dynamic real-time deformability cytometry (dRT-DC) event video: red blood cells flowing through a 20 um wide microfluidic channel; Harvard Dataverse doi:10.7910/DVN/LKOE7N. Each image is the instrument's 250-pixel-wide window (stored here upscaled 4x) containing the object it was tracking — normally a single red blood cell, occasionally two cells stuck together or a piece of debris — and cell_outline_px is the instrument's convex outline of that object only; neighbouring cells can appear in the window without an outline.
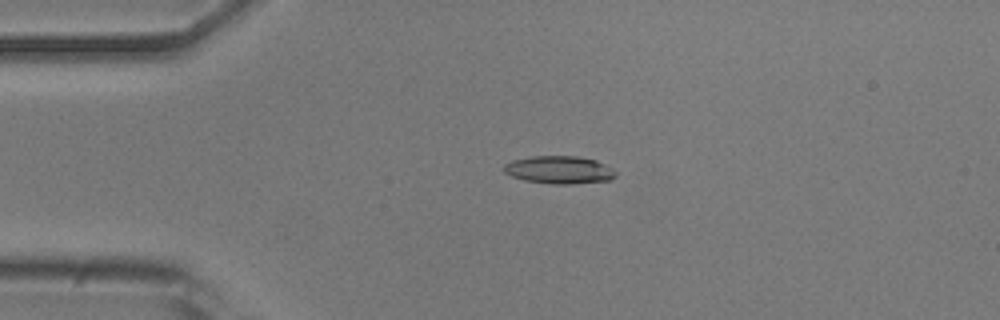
{"species": "common noctule bat (a hibernating species)", "species_latin": "Nyctalus noctula", "temperature_condition": "room temperature", "stored_images_in_passage": 49, "camera_frame_rate_fps": 3000, "um_per_image_px": 0.085, "animal": {"sex": "male", "body_mass_g": 20.5, "forearm_length_mm": 52.5}, "frame": {"image": 1, "passage_image": 9, "time_ms": 2.667, "image_size_px": [1000, 320], "cell_outline_px": [[616, 176], [612, 180], [572, 184], [552, 184], [524, 180], [512, 176], [504, 172], [504, 164], [512, 160], [532, 156], [576, 156], [596, 160], [612, 168], [616, 172]], "centroid_in_image_um": [47.55, 14.44], "position_along_channel_um": 37.5, "area_um2": 18.15}}
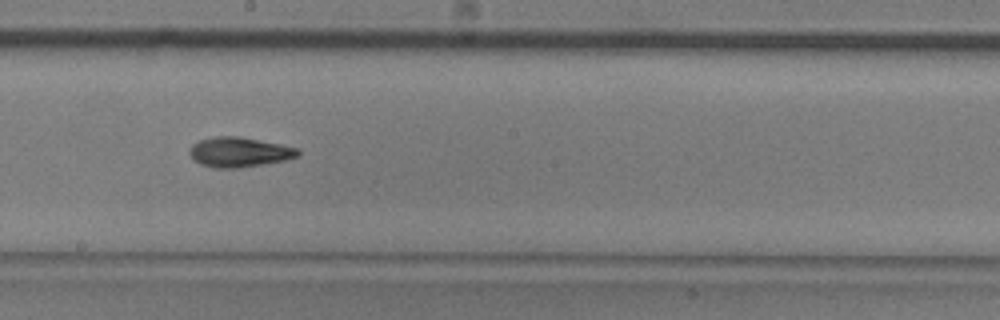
{"frame": {"image": 2, "passage_image": 26, "time_ms": 8.333, "image_size_px": [1000, 320], "cell_outline_px": [[300, 152], [296, 156], [284, 160], [264, 164], [240, 168], [216, 168], [200, 164], [192, 160], [188, 152], [188, 148], [192, 144], [200, 140], [216, 136], [240, 136], [300, 148]], "centroid_in_image_um": [20.29, 12.93], "position_along_channel_um": 227.9, "area_um2": 19.02}}
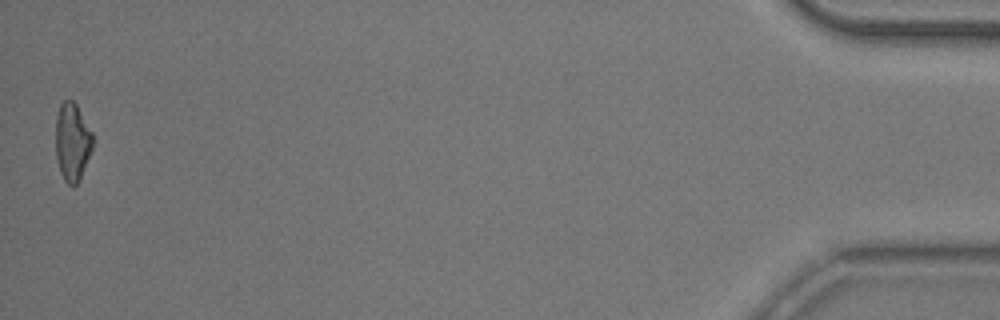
{"frame": {"image": 3, "passage_image": 49, "time_ms": 16.0, "image_size_px": [1000, 320], "cell_outline_px": [[92, 148], [80, 176], [76, 184], [72, 188], [64, 180], [60, 172], [56, 156], [56, 116], [60, 104], [64, 100], [72, 100], [76, 104], [92, 132]], "centroid_in_image_um": [6.12, 12.04], "position_along_channel_um": 429.1, "area_um2": 16.59}, "authors_computed_cell_mechanics": {"area_um2": 17.8024, "velocity_mm_per_s": 3.877, "shape_relaxation_time_tau1_ms": 5.0829, "shape_relaxation_time_tau2_ms": 7.7019, "deformation_change_tau1": 0.1665, "deformation_change_tau2": 0.1554}}